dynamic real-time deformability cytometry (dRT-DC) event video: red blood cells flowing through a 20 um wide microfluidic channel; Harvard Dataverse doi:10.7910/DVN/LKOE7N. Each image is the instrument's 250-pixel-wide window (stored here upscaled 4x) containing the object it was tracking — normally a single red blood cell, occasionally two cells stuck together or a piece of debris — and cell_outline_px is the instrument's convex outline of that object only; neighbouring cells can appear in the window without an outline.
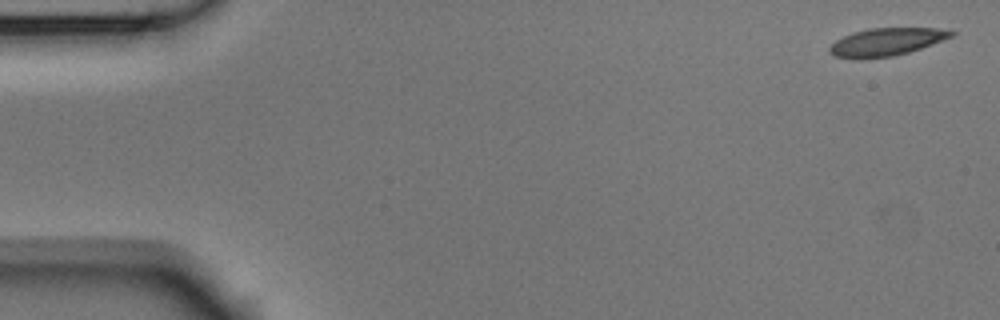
{"species": "Egyptian fruit bat (a non-hibernating species)", "species_latin": "Rousettus aegyptiacus", "temperature_condition": "room temperature", "stored_images_in_passage": 5, "camera_frame_rate_fps": 3000, "um_per_image_px": 0.085, "animal": {"sex": "male"}, "frame": {"image": 1, "passage_image": 1, "time_ms": 0.0, "image_size_px": [1000, 320], "cell_outline_px": [[956, 32], [952, 36], [920, 48], [908, 52], [892, 56], [860, 60], [832, 56], [828, 52], [828, 48], [836, 40], [852, 32], [868, 28], [936, 28]], "centroid_in_image_um": [75.24, 3.58], "position_along_channel_um": 9.8, "area_um2": 19.71}}
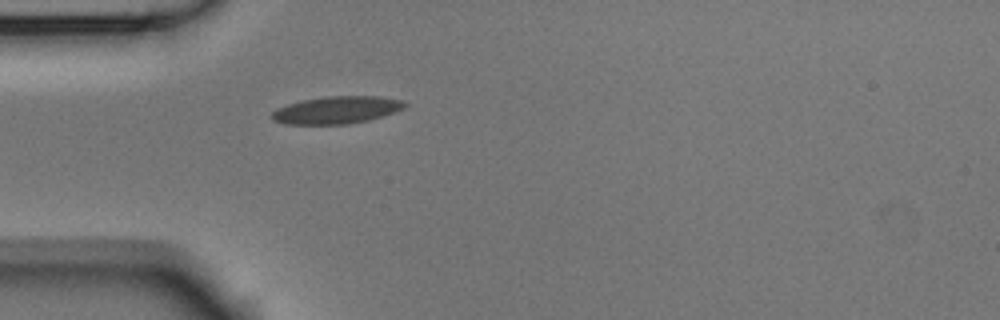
{"frame": {"image": 2, "passage_image": 5, "time_ms": 1.333, "image_size_px": [1000, 320], "cell_outline_px": [[408, 104], [404, 108], [368, 120], [348, 124], [284, 124], [272, 120], [268, 116], [276, 108], [288, 104], [304, 100], [324, 96], [380, 96], [404, 100]], "centroid_in_image_um": [28.58, 9.34], "position_along_channel_um": 56.4, "area_um2": 21.27}}